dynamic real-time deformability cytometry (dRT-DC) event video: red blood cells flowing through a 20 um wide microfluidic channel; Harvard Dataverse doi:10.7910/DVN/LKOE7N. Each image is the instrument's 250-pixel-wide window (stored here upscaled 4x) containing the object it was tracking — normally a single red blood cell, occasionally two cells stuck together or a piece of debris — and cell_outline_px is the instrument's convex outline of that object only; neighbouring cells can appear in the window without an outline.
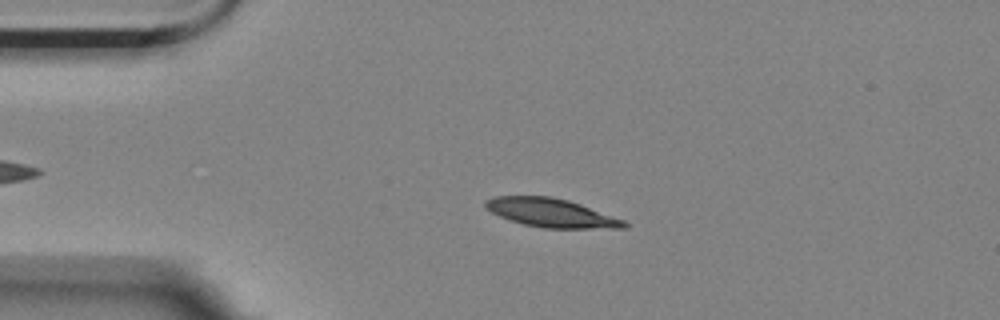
{"species": "Egyptian fruit bat (a non-hibernating species)", "species_latin": "Rousettus aegyptiacus", "temperature_condition": "room temperature", "stored_images_in_passage": 47, "camera_frame_rate_fps": 3000, "um_per_image_px": 0.085, "animal": {"sex": "female"}, "frame": {"image": 1, "passage_image": 8, "time_ms": 2.333, "image_size_px": [1000, 320], "cell_outline_px": [[628, 228], [544, 228], [524, 224], [508, 220], [484, 208], [484, 200], [492, 196], [552, 196], [568, 200], [580, 204], [624, 220], [628, 224]], "centroid_in_image_um": [46.81, 18.08], "position_along_channel_um": 38.2, "area_um2": 23.18}}
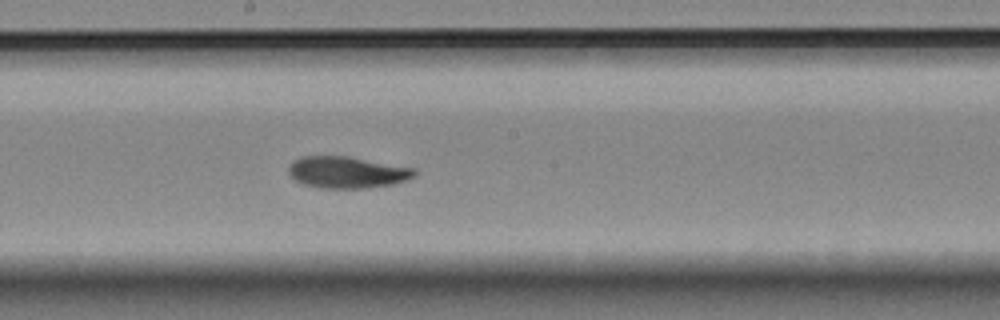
{"frame": {"image": 2, "passage_image": 26, "time_ms": 8.333, "image_size_px": [1000, 320], "cell_outline_px": [[416, 176], [392, 184], [364, 188], [320, 188], [304, 184], [296, 180], [288, 172], [288, 168], [292, 160], [300, 156], [348, 156], [416, 168]], "centroid_in_image_um": [29.49, 14.63], "position_along_channel_um": 218.7, "area_um2": 23.24}}
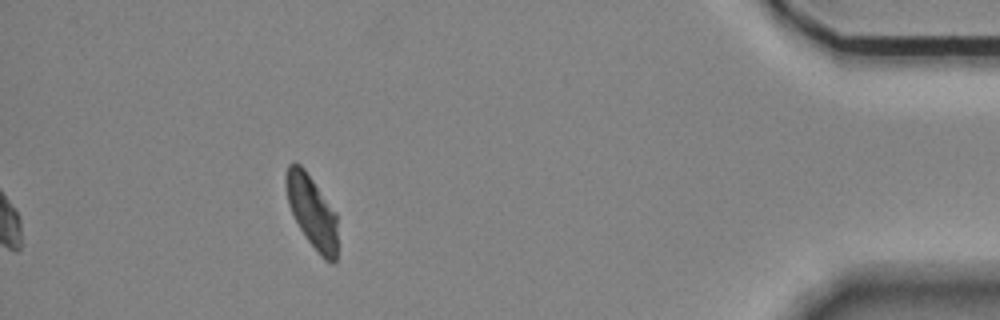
{"frame": {"image": 3, "passage_image": 47, "time_ms": 15.333, "image_size_px": [1000, 320], "cell_outline_px": [[336, 260], [332, 264], [324, 260], [320, 256], [304, 236], [288, 204], [284, 180], [284, 176], [288, 164], [300, 164], [304, 168], [336, 212]], "centroid_in_image_um": [26.5, 17.99], "position_along_channel_um": 408.7, "area_um2": 21.73}, "authors_computed_cell_mechanics": {"area_um2": 23.12, "velocity_mm_per_s": 3.476, "shape_relaxation_time_tau1_ms": 5.128, "shape_relaxation_time_tau2_ms": 4.2367, "deformation_change_tau1": 0.1645, "deformation_change_tau2": 0.0657}}